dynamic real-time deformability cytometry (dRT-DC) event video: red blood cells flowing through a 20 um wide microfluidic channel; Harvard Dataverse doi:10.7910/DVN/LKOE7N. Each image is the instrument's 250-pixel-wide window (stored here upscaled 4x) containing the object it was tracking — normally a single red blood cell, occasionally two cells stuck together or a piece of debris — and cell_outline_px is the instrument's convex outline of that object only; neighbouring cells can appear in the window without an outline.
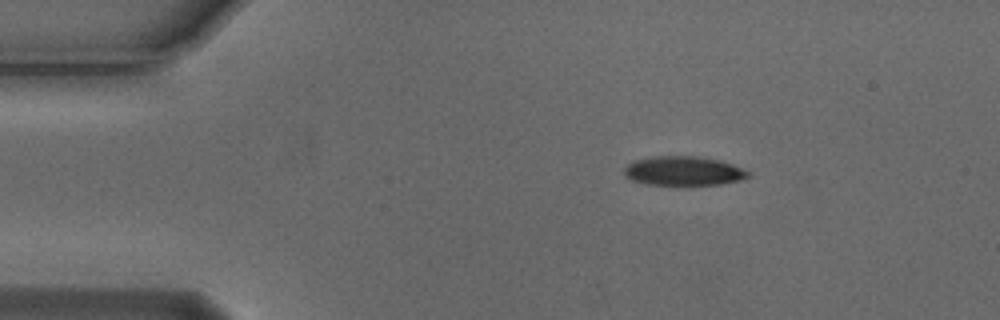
{"species": "Egyptian fruit bat (a non-hibernating species)", "species_latin": "Rousettus aegyptiacus", "temperature_condition": "cold", "stored_images_in_passage": 3, "camera_frame_rate_fps": 3000, "um_per_image_px": 0.085, "animal": {"sex": "male"}, "frame": {"image": 1, "passage_image": 1, "time_ms": 0.0, "image_size_px": [1000, 320], "cell_outline_px": [[752, 176], [744, 180], [720, 184], [676, 188], [644, 184], [632, 180], [624, 176], [624, 168], [628, 164], [636, 160], [652, 156], [696, 156], [720, 160], [744, 168], [752, 172]], "centroid_in_image_um": [58.14, 14.58], "position_along_channel_um": 26.9, "area_um2": 22.37}}